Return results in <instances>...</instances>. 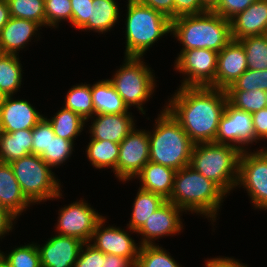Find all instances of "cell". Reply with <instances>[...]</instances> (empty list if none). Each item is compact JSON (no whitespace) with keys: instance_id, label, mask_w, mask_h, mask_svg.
Instances as JSON below:
<instances>
[{"instance_id":"9a60e30c","label":"cell","mask_w":267,"mask_h":267,"mask_svg":"<svg viewBox=\"0 0 267 267\" xmlns=\"http://www.w3.org/2000/svg\"><path fill=\"white\" fill-rule=\"evenodd\" d=\"M182 212L184 211L166 200L137 231L142 235L139 245H154V240L158 238L179 234L183 229L180 218Z\"/></svg>"},{"instance_id":"74e56055","label":"cell","mask_w":267,"mask_h":267,"mask_svg":"<svg viewBox=\"0 0 267 267\" xmlns=\"http://www.w3.org/2000/svg\"><path fill=\"white\" fill-rule=\"evenodd\" d=\"M46 26L57 28L59 22L72 24V8L70 0H44Z\"/></svg>"},{"instance_id":"b9f144b4","label":"cell","mask_w":267,"mask_h":267,"mask_svg":"<svg viewBox=\"0 0 267 267\" xmlns=\"http://www.w3.org/2000/svg\"><path fill=\"white\" fill-rule=\"evenodd\" d=\"M255 1L256 0H221L219 6L213 12L225 19L231 20Z\"/></svg>"},{"instance_id":"4dcf8cb0","label":"cell","mask_w":267,"mask_h":267,"mask_svg":"<svg viewBox=\"0 0 267 267\" xmlns=\"http://www.w3.org/2000/svg\"><path fill=\"white\" fill-rule=\"evenodd\" d=\"M63 107L77 113L88 122L89 118L94 116L91 85L82 83L72 86L66 94Z\"/></svg>"},{"instance_id":"db71d44e","label":"cell","mask_w":267,"mask_h":267,"mask_svg":"<svg viewBox=\"0 0 267 267\" xmlns=\"http://www.w3.org/2000/svg\"><path fill=\"white\" fill-rule=\"evenodd\" d=\"M0 267H8V265L5 263V261L0 256Z\"/></svg>"},{"instance_id":"8fae6325","label":"cell","mask_w":267,"mask_h":267,"mask_svg":"<svg viewBox=\"0 0 267 267\" xmlns=\"http://www.w3.org/2000/svg\"><path fill=\"white\" fill-rule=\"evenodd\" d=\"M150 161L148 131L135 127L119 144L115 176L119 182L133 180Z\"/></svg>"},{"instance_id":"44dd1931","label":"cell","mask_w":267,"mask_h":267,"mask_svg":"<svg viewBox=\"0 0 267 267\" xmlns=\"http://www.w3.org/2000/svg\"><path fill=\"white\" fill-rule=\"evenodd\" d=\"M41 26L31 20L10 17L0 30V48L4 54L18 55L31 42Z\"/></svg>"},{"instance_id":"8992f818","label":"cell","mask_w":267,"mask_h":267,"mask_svg":"<svg viewBox=\"0 0 267 267\" xmlns=\"http://www.w3.org/2000/svg\"><path fill=\"white\" fill-rule=\"evenodd\" d=\"M124 57H143L161 37L172 32V20L139 2L128 3Z\"/></svg>"},{"instance_id":"d6a6232c","label":"cell","mask_w":267,"mask_h":267,"mask_svg":"<svg viewBox=\"0 0 267 267\" xmlns=\"http://www.w3.org/2000/svg\"><path fill=\"white\" fill-rule=\"evenodd\" d=\"M246 53L248 69L267 70V37L248 36L239 40Z\"/></svg>"},{"instance_id":"e575fe53","label":"cell","mask_w":267,"mask_h":267,"mask_svg":"<svg viewBox=\"0 0 267 267\" xmlns=\"http://www.w3.org/2000/svg\"><path fill=\"white\" fill-rule=\"evenodd\" d=\"M135 267H182L159 245L140 246Z\"/></svg>"},{"instance_id":"681fc988","label":"cell","mask_w":267,"mask_h":267,"mask_svg":"<svg viewBox=\"0 0 267 267\" xmlns=\"http://www.w3.org/2000/svg\"><path fill=\"white\" fill-rule=\"evenodd\" d=\"M241 261L229 257H214L206 261L205 267H247V264L240 263Z\"/></svg>"},{"instance_id":"9f6ffc18","label":"cell","mask_w":267,"mask_h":267,"mask_svg":"<svg viewBox=\"0 0 267 267\" xmlns=\"http://www.w3.org/2000/svg\"><path fill=\"white\" fill-rule=\"evenodd\" d=\"M4 53H3V51L1 50V48H0V57L3 55Z\"/></svg>"},{"instance_id":"3957f363","label":"cell","mask_w":267,"mask_h":267,"mask_svg":"<svg viewBox=\"0 0 267 267\" xmlns=\"http://www.w3.org/2000/svg\"><path fill=\"white\" fill-rule=\"evenodd\" d=\"M171 34L182 44L181 50L220 52L232 40L230 20L209 11L173 19Z\"/></svg>"},{"instance_id":"30bf717a","label":"cell","mask_w":267,"mask_h":267,"mask_svg":"<svg viewBox=\"0 0 267 267\" xmlns=\"http://www.w3.org/2000/svg\"><path fill=\"white\" fill-rule=\"evenodd\" d=\"M217 57L218 52L209 49L181 50L174 63L175 70L185 76L181 87L215 88Z\"/></svg>"},{"instance_id":"d590c367","label":"cell","mask_w":267,"mask_h":267,"mask_svg":"<svg viewBox=\"0 0 267 267\" xmlns=\"http://www.w3.org/2000/svg\"><path fill=\"white\" fill-rule=\"evenodd\" d=\"M0 256L8 267H42L37 243L21 245L8 254L0 250Z\"/></svg>"},{"instance_id":"8d00e7d4","label":"cell","mask_w":267,"mask_h":267,"mask_svg":"<svg viewBox=\"0 0 267 267\" xmlns=\"http://www.w3.org/2000/svg\"><path fill=\"white\" fill-rule=\"evenodd\" d=\"M74 142L50 134L48 150H45L40 157L53 169L69 159L74 151Z\"/></svg>"},{"instance_id":"836d02e7","label":"cell","mask_w":267,"mask_h":267,"mask_svg":"<svg viewBox=\"0 0 267 267\" xmlns=\"http://www.w3.org/2000/svg\"><path fill=\"white\" fill-rule=\"evenodd\" d=\"M10 16L22 18L46 27L44 0H7Z\"/></svg>"},{"instance_id":"60d3db41","label":"cell","mask_w":267,"mask_h":267,"mask_svg":"<svg viewBox=\"0 0 267 267\" xmlns=\"http://www.w3.org/2000/svg\"><path fill=\"white\" fill-rule=\"evenodd\" d=\"M73 267H102V251L91 243H84Z\"/></svg>"},{"instance_id":"f907efd6","label":"cell","mask_w":267,"mask_h":267,"mask_svg":"<svg viewBox=\"0 0 267 267\" xmlns=\"http://www.w3.org/2000/svg\"><path fill=\"white\" fill-rule=\"evenodd\" d=\"M10 11L7 0H0V30L10 19Z\"/></svg>"},{"instance_id":"ee69618b","label":"cell","mask_w":267,"mask_h":267,"mask_svg":"<svg viewBox=\"0 0 267 267\" xmlns=\"http://www.w3.org/2000/svg\"><path fill=\"white\" fill-rule=\"evenodd\" d=\"M207 12L200 0H174V19L185 15H196Z\"/></svg>"},{"instance_id":"d6986e66","label":"cell","mask_w":267,"mask_h":267,"mask_svg":"<svg viewBox=\"0 0 267 267\" xmlns=\"http://www.w3.org/2000/svg\"><path fill=\"white\" fill-rule=\"evenodd\" d=\"M89 119L93 121L91 122V126H89L91 139L108 140L117 144H120L135 128L134 121H136L131 112L120 114H95Z\"/></svg>"},{"instance_id":"f6af8a7d","label":"cell","mask_w":267,"mask_h":267,"mask_svg":"<svg viewBox=\"0 0 267 267\" xmlns=\"http://www.w3.org/2000/svg\"><path fill=\"white\" fill-rule=\"evenodd\" d=\"M138 2L162 13L170 20L174 19V0H139Z\"/></svg>"},{"instance_id":"c3c4849f","label":"cell","mask_w":267,"mask_h":267,"mask_svg":"<svg viewBox=\"0 0 267 267\" xmlns=\"http://www.w3.org/2000/svg\"><path fill=\"white\" fill-rule=\"evenodd\" d=\"M102 267H135V264L129 258L102 252Z\"/></svg>"},{"instance_id":"5bb4252c","label":"cell","mask_w":267,"mask_h":267,"mask_svg":"<svg viewBox=\"0 0 267 267\" xmlns=\"http://www.w3.org/2000/svg\"><path fill=\"white\" fill-rule=\"evenodd\" d=\"M106 218L103 217L96 225L91 238V242L97 250L104 254H114L124 258H129L134 264L138 257L140 246L135 240L119 227H105Z\"/></svg>"},{"instance_id":"ba28073f","label":"cell","mask_w":267,"mask_h":267,"mask_svg":"<svg viewBox=\"0 0 267 267\" xmlns=\"http://www.w3.org/2000/svg\"><path fill=\"white\" fill-rule=\"evenodd\" d=\"M143 60V57H125L120 69L108 80L129 109L134 106L145 115L144 102L157 85L155 75Z\"/></svg>"},{"instance_id":"d4e9b609","label":"cell","mask_w":267,"mask_h":267,"mask_svg":"<svg viewBox=\"0 0 267 267\" xmlns=\"http://www.w3.org/2000/svg\"><path fill=\"white\" fill-rule=\"evenodd\" d=\"M32 154V129L0 132V162L11 163Z\"/></svg>"},{"instance_id":"4fadbf2b","label":"cell","mask_w":267,"mask_h":267,"mask_svg":"<svg viewBox=\"0 0 267 267\" xmlns=\"http://www.w3.org/2000/svg\"><path fill=\"white\" fill-rule=\"evenodd\" d=\"M253 142L257 143L252 114L236 109L227 102L219 121L214 143L229 144L240 151H246Z\"/></svg>"},{"instance_id":"ffe728a7","label":"cell","mask_w":267,"mask_h":267,"mask_svg":"<svg viewBox=\"0 0 267 267\" xmlns=\"http://www.w3.org/2000/svg\"><path fill=\"white\" fill-rule=\"evenodd\" d=\"M231 36L240 40L265 35L267 31V0H256L231 20Z\"/></svg>"},{"instance_id":"7402d4cb","label":"cell","mask_w":267,"mask_h":267,"mask_svg":"<svg viewBox=\"0 0 267 267\" xmlns=\"http://www.w3.org/2000/svg\"><path fill=\"white\" fill-rule=\"evenodd\" d=\"M31 204L22 193L10 163L0 162V207L8 209L18 218Z\"/></svg>"},{"instance_id":"f1b7e54d","label":"cell","mask_w":267,"mask_h":267,"mask_svg":"<svg viewBox=\"0 0 267 267\" xmlns=\"http://www.w3.org/2000/svg\"><path fill=\"white\" fill-rule=\"evenodd\" d=\"M45 118L50 122L56 136L70 141H74L76 136L80 135L86 124L81 116L64 107L58 110L52 118Z\"/></svg>"},{"instance_id":"277c9868","label":"cell","mask_w":267,"mask_h":267,"mask_svg":"<svg viewBox=\"0 0 267 267\" xmlns=\"http://www.w3.org/2000/svg\"><path fill=\"white\" fill-rule=\"evenodd\" d=\"M154 125L152 132L148 131L150 161L176 171L190 165L194 143L166 108Z\"/></svg>"},{"instance_id":"83f0119b","label":"cell","mask_w":267,"mask_h":267,"mask_svg":"<svg viewBox=\"0 0 267 267\" xmlns=\"http://www.w3.org/2000/svg\"><path fill=\"white\" fill-rule=\"evenodd\" d=\"M86 156L96 169L109 167L114 172L118 162L119 144L108 140L91 139L86 149Z\"/></svg>"},{"instance_id":"9c48e42d","label":"cell","mask_w":267,"mask_h":267,"mask_svg":"<svg viewBox=\"0 0 267 267\" xmlns=\"http://www.w3.org/2000/svg\"><path fill=\"white\" fill-rule=\"evenodd\" d=\"M237 186L246 189L255 209L267 210V151L263 147L241 152Z\"/></svg>"},{"instance_id":"5b68a950","label":"cell","mask_w":267,"mask_h":267,"mask_svg":"<svg viewBox=\"0 0 267 267\" xmlns=\"http://www.w3.org/2000/svg\"><path fill=\"white\" fill-rule=\"evenodd\" d=\"M241 152L229 144L196 143L192 148L190 166L229 194L236 189Z\"/></svg>"},{"instance_id":"7dc6e473","label":"cell","mask_w":267,"mask_h":267,"mask_svg":"<svg viewBox=\"0 0 267 267\" xmlns=\"http://www.w3.org/2000/svg\"><path fill=\"white\" fill-rule=\"evenodd\" d=\"M17 217L12 214L8 209L0 207V238L2 239L6 234L12 231L14 220ZM3 236V237H2Z\"/></svg>"},{"instance_id":"1f68e13d","label":"cell","mask_w":267,"mask_h":267,"mask_svg":"<svg viewBox=\"0 0 267 267\" xmlns=\"http://www.w3.org/2000/svg\"><path fill=\"white\" fill-rule=\"evenodd\" d=\"M227 101L236 109L249 112L251 114L267 107L266 91L260 88L254 91L245 90H225Z\"/></svg>"},{"instance_id":"2e32d148","label":"cell","mask_w":267,"mask_h":267,"mask_svg":"<svg viewBox=\"0 0 267 267\" xmlns=\"http://www.w3.org/2000/svg\"><path fill=\"white\" fill-rule=\"evenodd\" d=\"M248 69L246 53L239 40L232 39L217 57L215 88L226 90Z\"/></svg>"},{"instance_id":"ab89813d","label":"cell","mask_w":267,"mask_h":267,"mask_svg":"<svg viewBox=\"0 0 267 267\" xmlns=\"http://www.w3.org/2000/svg\"><path fill=\"white\" fill-rule=\"evenodd\" d=\"M50 134H54L50 122L43 117L32 129V154L41 156L48 150Z\"/></svg>"},{"instance_id":"484cf974","label":"cell","mask_w":267,"mask_h":267,"mask_svg":"<svg viewBox=\"0 0 267 267\" xmlns=\"http://www.w3.org/2000/svg\"><path fill=\"white\" fill-rule=\"evenodd\" d=\"M115 0H92L88 22L80 30L105 33L117 24L119 11Z\"/></svg>"},{"instance_id":"e0dca14e","label":"cell","mask_w":267,"mask_h":267,"mask_svg":"<svg viewBox=\"0 0 267 267\" xmlns=\"http://www.w3.org/2000/svg\"><path fill=\"white\" fill-rule=\"evenodd\" d=\"M84 242L71 236L55 235L37 244L42 267H73Z\"/></svg>"},{"instance_id":"7bdbcfd3","label":"cell","mask_w":267,"mask_h":267,"mask_svg":"<svg viewBox=\"0 0 267 267\" xmlns=\"http://www.w3.org/2000/svg\"><path fill=\"white\" fill-rule=\"evenodd\" d=\"M72 8V27L81 29L90 16L92 0H70Z\"/></svg>"},{"instance_id":"816d5d0a","label":"cell","mask_w":267,"mask_h":267,"mask_svg":"<svg viewBox=\"0 0 267 267\" xmlns=\"http://www.w3.org/2000/svg\"><path fill=\"white\" fill-rule=\"evenodd\" d=\"M221 0H200L202 7L209 12H213L220 4Z\"/></svg>"},{"instance_id":"6da1fadb","label":"cell","mask_w":267,"mask_h":267,"mask_svg":"<svg viewBox=\"0 0 267 267\" xmlns=\"http://www.w3.org/2000/svg\"><path fill=\"white\" fill-rule=\"evenodd\" d=\"M176 91L164 107L194 144L214 142L220 118L228 102L226 91L210 86H180Z\"/></svg>"},{"instance_id":"cb8c5ba5","label":"cell","mask_w":267,"mask_h":267,"mask_svg":"<svg viewBox=\"0 0 267 267\" xmlns=\"http://www.w3.org/2000/svg\"><path fill=\"white\" fill-rule=\"evenodd\" d=\"M91 94L94 106V115L129 112V108L108 79L99 80L93 84L91 86Z\"/></svg>"},{"instance_id":"7c38bea8","label":"cell","mask_w":267,"mask_h":267,"mask_svg":"<svg viewBox=\"0 0 267 267\" xmlns=\"http://www.w3.org/2000/svg\"><path fill=\"white\" fill-rule=\"evenodd\" d=\"M58 214L57 233L78 238L84 243L91 242L97 223L104 217L84 200L62 207Z\"/></svg>"},{"instance_id":"f5cc1de1","label":"cell","mask_w":267,"mask_h":267,"mask_svg":"<svg viewBox=\"0 0 267 267\" xmlns=\"http://www.w3.org/2000/svg\"><path fill=\"white\" fill-rule=\"evenodd\" d=\"M6 97H7V96H6V95L3 93V91L0 89V107H1V105L4 103Z\"/></svg>"},{"instance_id":"7a4b0ae2","label":"cell","mask_w":267,"mask_h":267,"mask_svg":"<svg viewBox=\"0 0 267 267\" xmlns=\"http://www.w3.org/2000/svg\"><path fill=\"white\" fill-rule=\"evenodd\" d=\"M226 196L216 183L188 165L176 171L173 191L168 201L185 212L199 213L215 222L221 202Z\"/></svg>"},{"instance_id":"f546056e","label":"cell","mask_w":267,"mask_h":267,"mask_svg":"<svg viewBox=\"0 0 267 267\" xmlns=\"http://www.w3.org/2000/svg\"><path fill=\"white\" fill-rule=\"evenodd\" d=\"M19 59L18 55L9 54L0 57V89L6 96L15 95L21 88L23 66Z\"/></svg>"},{"instance_id":"603a6c76","label":"cell","mask_w":267,"mask_h":267,"mask_svg":"<svg viewBox=\"0 0 267 267\" xmlns=\"http://www.w3.org/2000/svg\"><path fill=\"white\" fill-rule=\"evenodd\" d=\"M175 173V169L149 161L134 178L140 180L139 188L168 200L173 191Z\"/></svg>"},{"instance_id":"f35d334b","label":"cell","mask_w":267,"mask_h":267,"mask_svg":"<svg viewBox=\"0 0 267 267\" xmlns=\"http://www.w3.org/2000/svg\"><path fill=\"white\" fill-rule=\"evenodd\" d=\"M267 91V70L247 69L230 87L226 90L254 91L257 89Z\"/></svg>"},{"instance_id":"4316f807","label":"cell","mask_w":267,"mask_h":267,"mask_svg":"<svg viewBox=\"0 0 267 267\" xmlns=\"http://www.w3.org/2000/svg\"><path fill=\"white\" fill-rule=\"evenodd\" d=\"M165 201L161 195L139 188L134 204H132V215L129 224H127L128 230L137 233L151 214Z\"/></svg>"},{"instance_id":"11a10c76","label":"cell","mask_w":267,"mask_h":267,"mask_svg":"<svg viewBox=\"0 0 267 267\" xmlns=\"http://www.w3.org/2000/svg\"><path fill=\"white\" fill-rule=\"evenodd\" d=\"M139 0H128V3L138 2Z\"/></svg>"},{"instance_id":"bcb514c9","label":"cell","mask_w":267,"mask_h":267,"mask_svg":"<svg viewBox=\"0 0 267 267\" xmlns=\"http://www.w3.org/2000/svg\"><path fill=\"white\" fill-rule=\"evenodd\" d=\"M255 140L267 139V107L252 114Z\"/></svg>"},{"instance_id":"52a82bcc","label":"cell","mask_w":267,"mask_h":267,"mask_svg":"<svg viewBox=\"0 0 267 267\" xmlns=\"http://www.w3.org/2000/svg\"><path fill=\"white\" fill-rule=\"evenodd\" d=\"M10 165L22 193L32 204L62 197L60 180L40 156L30 154L12 161Z\"/></svg>"},{"instance_id":"ac0fdd59","label":"cell","mask_w":267,"mask_h":267,"mask_svg":"<svg viewBox=\"0 0 267 267\" xmlns=\"http://www.w3.org/2000/svg\"><path fill=\"white\" fill-rule=\"evenodd\" d=\"M43 117L27 100L7 96L0 107V132L33 129Z\"/></svg>"}]
</instances>
